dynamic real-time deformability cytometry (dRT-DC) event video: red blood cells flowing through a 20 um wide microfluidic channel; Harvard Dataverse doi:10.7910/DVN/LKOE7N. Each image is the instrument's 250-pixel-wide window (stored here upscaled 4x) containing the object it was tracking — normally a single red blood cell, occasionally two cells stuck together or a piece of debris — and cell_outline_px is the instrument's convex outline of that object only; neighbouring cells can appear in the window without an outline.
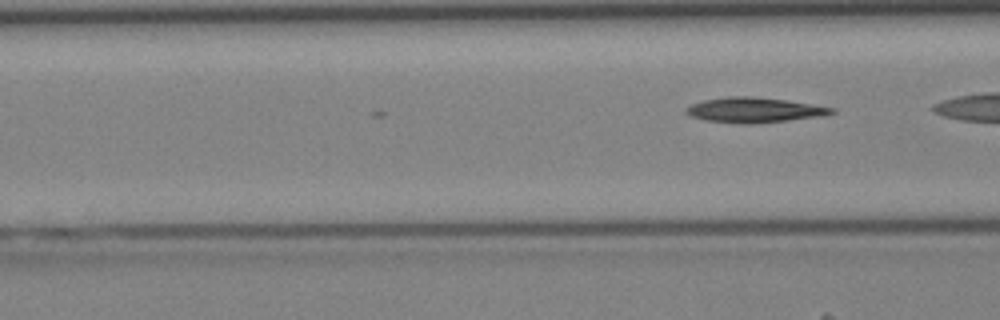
{"species": "Egyptian fruit bat (a non-hibernating species)", "species_latin": "Rousettus aegyptiacus", "temperature_condition": "cold", "stored_images_in_passage": 11, "camera_frame_rate_fps": 3000, "um_per_image_px": 0.085, "animal": {"sex": "female"}, "frame": {"image": 1, "passage_image": 11, "time_ms": 3.333, "image_size_px": [1000, 320], "cell_outline_px": [[836, 112], [824, 116], [756, 124], [740, 124], [708, 120], [692, 116], [684, 112], [684, 108], [692, 104], [704, 100], [728, 96], [752, 96], [788, 100], [836, 108]], "centroid_in_image_um": [64.16, 9.35], "position_along_channel_um": 102.4, "area_um2": 21.44}}